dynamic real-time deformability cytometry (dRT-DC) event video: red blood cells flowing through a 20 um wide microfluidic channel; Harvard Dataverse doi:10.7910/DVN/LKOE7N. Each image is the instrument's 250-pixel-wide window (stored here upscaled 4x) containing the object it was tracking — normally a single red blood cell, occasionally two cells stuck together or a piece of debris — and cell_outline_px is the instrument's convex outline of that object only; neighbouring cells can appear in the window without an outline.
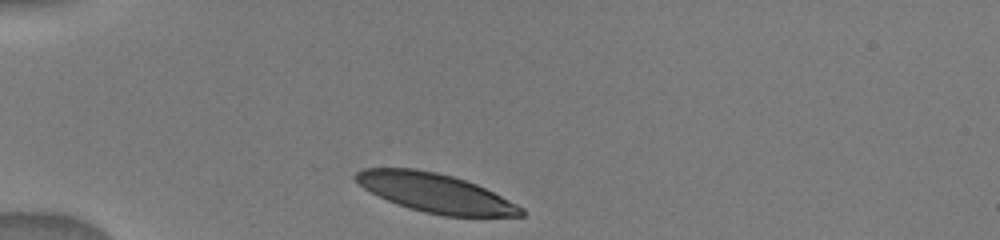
{"species": "human", "species_latin": "Homo sapiens", "temperature_condition": "warm", "stored_images_in_passage": 5, "camera_frame_rate_fps": 3000, "um_per_image_px": 0.085, "donor": {"sex": "male"}, "frame": {"image": 1, "passage_image": 1, "time_ms": 0.0, "image_size_px": [1000, 240], "cell_outline_px": [[524, 216], [444, 216], [424, 212], [396, 204], [364, 188], [352, 176], [356, 172], [364, 168], [416, 168], [436, 172], [452, 176], [476, 184], [524, 208]], "centroid_in_image_um": [36.99, 16.39], "position_along_channel_um": 48.0, "area_um2": 37.11}}
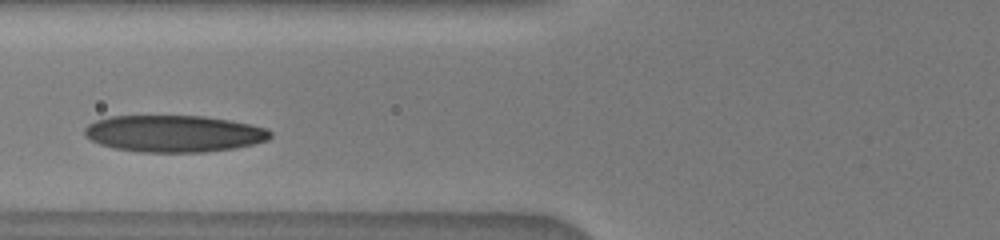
{"frame": {"image": 2, "passage_image": 4, "time_ms": 2.333, "image_size_px": [1000, 240], "cell_outline_px": [[272, 136], [268, 140], [236, 148], [204, 152], [140, 152], [116, 148], [100, 144], [84, 136], [84, 128], [88, 124], [96, 120], [112, 116], [204, 116], [228, 120], [268, 128], [272, 132]], "centroid_in_image_um": [14.79, 11.36], "position_along_channel_um": 111.0, "area_um2": 39.82}}
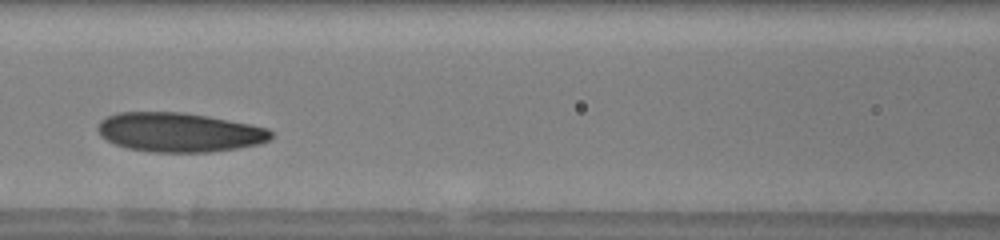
{"frame": {"image": 3, "passage_image": 5, "time_ms": 3.333, "image_size_px": [1000, 240], "cell_outline_px": [[272, 136], [268, 140], [260, 144], [236, 148], [208, 152], [152, 152], [128, 148], [116, 144], [100, 136], [96, 128], [100, 120], [116, 112], [184, 112], [208, 116], [268, 128], [272, 132]], "centroid_in_image_um": [15.2, 11.24], "position_along_channel_um": 151.4, "area_um2": 39.59}}